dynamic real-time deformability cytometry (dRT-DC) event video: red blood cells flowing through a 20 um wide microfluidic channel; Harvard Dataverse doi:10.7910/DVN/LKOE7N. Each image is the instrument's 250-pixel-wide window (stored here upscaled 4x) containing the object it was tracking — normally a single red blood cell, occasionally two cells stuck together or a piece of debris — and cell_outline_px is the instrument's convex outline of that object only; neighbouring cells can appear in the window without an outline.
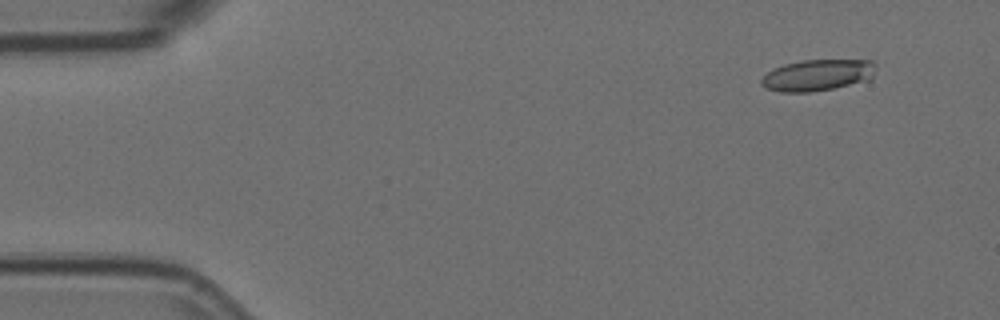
{"species": "Egyptian fruit bat (a non-hibernating species)", "species_latin": "Rousettus aegyptiacus", "temperature_condition": "room temperature", "stored_images_in_passage": 14, "camera_frame_rate_fps": 3000, "um_per_image_px": 0.085, "animal": {"sex": "female"}, "frame": {"image": 1, "passage_image": 1, "time_ms": 0.0, "image_size_px": [1000, 320], "cell_outline_px": [[876, 64], [872, 80], [832, 88], [808, 92], [780, 92], [764, 88], [760, 84], [760, 80], [772, 68], [784, 64], [804, 60], [872, 60]], "centroid_in_image_um": [69.49, 6.38], "position_along_channel_um": 15.5, "area_um2": 21.1}}
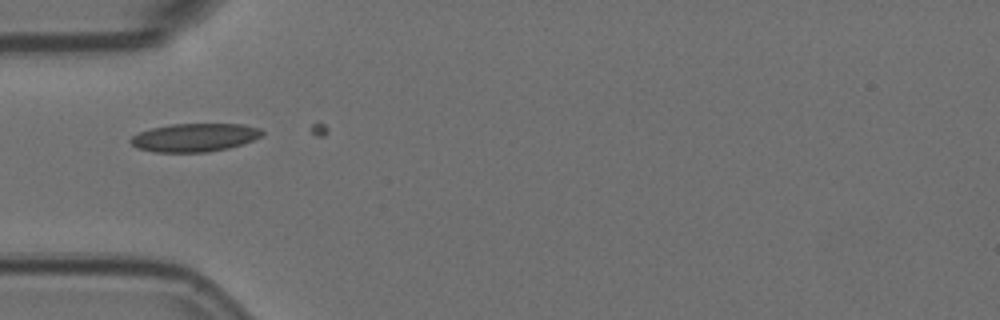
{"frame": {"image": 2, "passage_image": 4, "time_ms": 1.0, "image_size_px": [1000, 320], "cell_outline_px": [[264, 136], [228, 148], [208, 152], [156, 152], [136, 148], [128, 140], [132, 136], [140, 132], [152, 128], [172, 124], [244, 124], [260, 128], [264, 132]], "centroid_in_image_um": [16.55, 11.68], "position_along_channel_um": 68.4, "area_um2": 21.68}}